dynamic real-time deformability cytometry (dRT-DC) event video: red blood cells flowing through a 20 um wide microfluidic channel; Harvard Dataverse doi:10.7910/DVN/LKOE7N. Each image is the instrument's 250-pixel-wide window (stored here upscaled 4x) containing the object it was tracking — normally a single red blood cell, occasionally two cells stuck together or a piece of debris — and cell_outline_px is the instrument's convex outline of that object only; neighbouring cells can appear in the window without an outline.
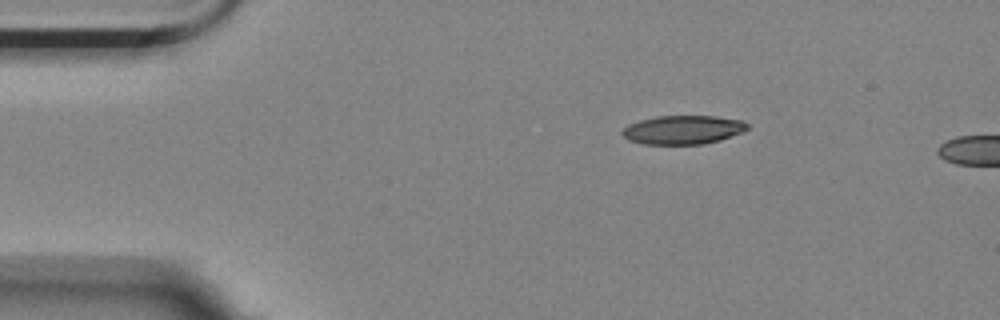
{"species": "Egyptian fruit bat (a non-hibernating species)", "species_latin": "Rousettus aegyptiacus", "temperature_condition": "room temperature", "stored_images_in_passage": 2, "camera_frame_rate_fps": 3000, "um_per_image_px": 0.085, "animal": {"sex": "female"}, "frame": {"image": 1, "passage_image": 1, "time_ms": 0.0, "image_size_px": [1000, 320], "cell_outline_px": [[748, 128], [744, 132], [720, 140], [704, 144], [644, 144], [628, 140], [620, 132], [628, 124], [640, 120], [656, 116], [716, 116], [740, 120], [748, 124]], "centroid_in_image_um": [58.05, 11.03], "position_along_channel_um": 26.9, "area_um2": 21.04}}